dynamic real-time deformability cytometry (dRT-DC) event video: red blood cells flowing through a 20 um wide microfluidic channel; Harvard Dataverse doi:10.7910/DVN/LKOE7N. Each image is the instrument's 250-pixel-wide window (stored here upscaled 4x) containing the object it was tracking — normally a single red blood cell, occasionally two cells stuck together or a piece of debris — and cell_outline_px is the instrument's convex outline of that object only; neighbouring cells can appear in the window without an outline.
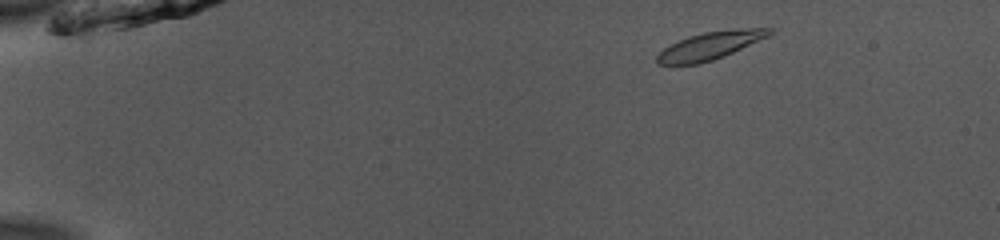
{"species": "common noctule bat (a hibernating species)", "species_latin": "Nyctalus noctula", "temperature_condition": "room temperature", "stored_images_in_passage": 47, "camera_frame_rate_fps": 3000, "um_per_image_px": 0.085, "animal": {"sex": "male", "body_mass_g": 13.0, "forearm_length_mm": 53.1}, "frame": {"image": 1, "passage_image": 3, "time_ms": 0.667, "image_size_px": [1000, 240], "cell_outline_px": [[776, 28], [768, 36], [724, 56], [700, 64], [656, 64], [656, 56], [664, 48], [688, 36], [704, 32], [736, 28]], "centroid_in_image_um": [60.37, 3.87], "position_along_channel_um": 24.6, "area_um2": 17.98}}
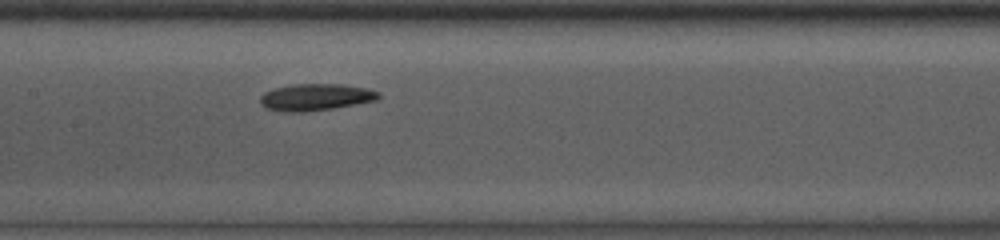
{"frame": {"image": 2, "passage_image": 22, "time_ms": 7.0, "image_size_px": [1000, 240], "cell_outline_px": [[380, 96], [376, 100], [332, 108], [304, 112], [292, 112], [268, 108], [260, 100], [260, 96], [264, 92], [276, 88], [292, 84], [340, 84], [368, 88], [380, 92]], "centroid_in_image_um": [26.87, 8.24], "position_along_channel_um": 180.5, "area_um2": 18.15}}
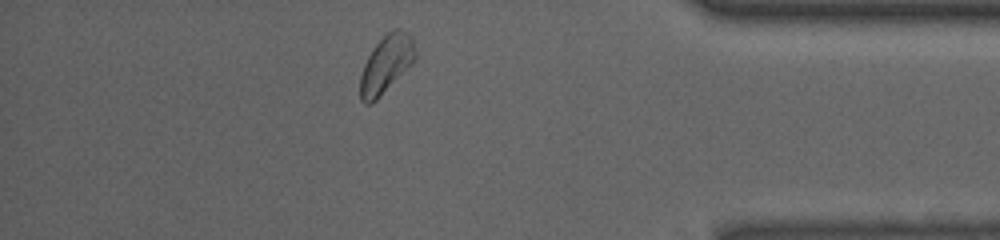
{"frame": {"image": 3, "passage_image": 41, "time_ms": 13.333, "image_size_px": [1000, 240], "cell_outline_px": [[416, 60], [372, 104], [364, 104], [360, 100], [360, 76], [364, 64], [372, 48], [388, 32], [396, 28], [400, 28], [408, 32], [412, 36], [416, 52]], "centroid_in_image_um": [32.83, 5.45], "position_along_channel_um": 402.4, "area_um2": 18.61}, "authors_computed_cell_mechanics": {"area_um2": 18.0914, "velocity_mm_per_s": 3.9023, "shape_relaxation_time_tau1_ms": 2.4431, "shape_relaxation_time_tau2_ms": 3.5391, "deformation_change_tau1": 0.0837, "deformation_change_tau2": 0.0942}}